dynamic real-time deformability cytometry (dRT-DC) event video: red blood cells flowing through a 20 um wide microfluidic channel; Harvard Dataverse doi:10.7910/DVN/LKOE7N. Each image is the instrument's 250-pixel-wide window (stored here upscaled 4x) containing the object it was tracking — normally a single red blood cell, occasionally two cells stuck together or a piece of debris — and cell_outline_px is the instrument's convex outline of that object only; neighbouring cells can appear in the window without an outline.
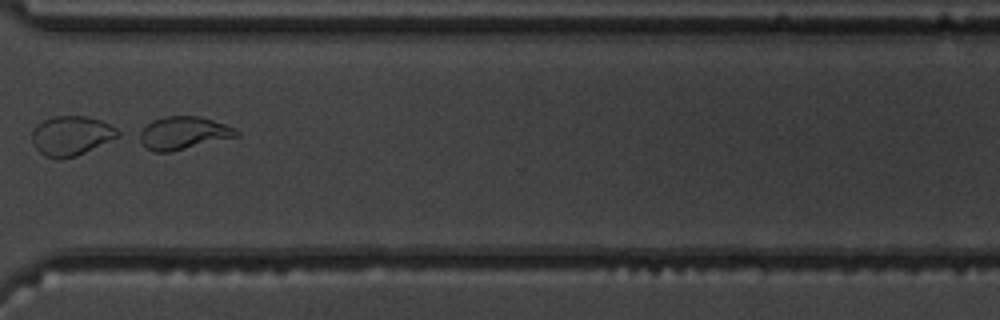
{"species": "common noctule bat (a hibernating species)", "species_latin": "Nyctalus noctula", "temperature_condition": "warm", "stored_images_in_passage": 34, "camera_frame_rate_fps": 3000, "um_per_image_px": 0.085, "animal": {"sex": "male", "body_mass_g": 19.5, "forearm_length_mm": 54.6}, "frame": {"image": 1, "passage_image": 27, "time_ms": 8.667, "image_size_px": [1000, 320], "cell_outline_px": [[240, 132], [236, 136], [172, 152], [156, 152], [148, 148], [132, 136], [136, 132], [152, 120], [164, 116], [200, 116], [236, 128]], "centroid_in_image_um": [15.49, 11.3], "position_along_channel_um": 355.1, "area_um2": 18.79}}